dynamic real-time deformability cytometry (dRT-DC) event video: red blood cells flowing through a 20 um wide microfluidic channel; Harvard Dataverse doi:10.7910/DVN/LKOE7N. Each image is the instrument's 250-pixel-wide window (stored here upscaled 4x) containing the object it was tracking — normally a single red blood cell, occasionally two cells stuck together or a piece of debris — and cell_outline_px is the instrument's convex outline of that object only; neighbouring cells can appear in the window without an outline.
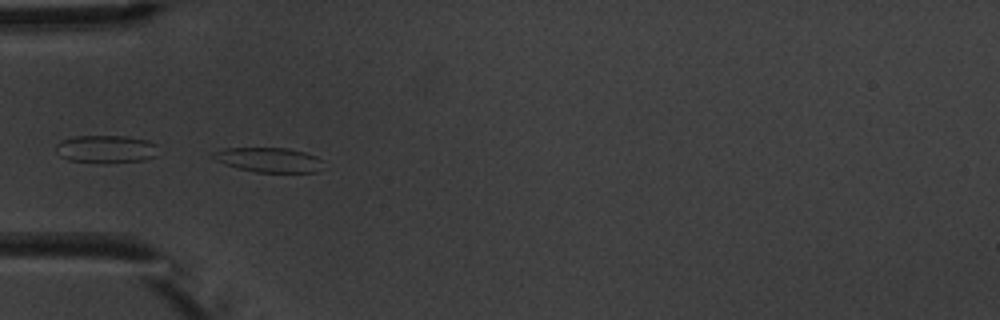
{"species": "common noctule bat (a hibernating species)", "species_latin": "Nyctalus noctula", "temperature_condition": "warm", "stored_images_in_passage": 7, "camera_frame_rate_fps": 3000, "um_per_image_px": 0.085, "animal": {"sex": "male", "body_mass_g": 20.1, "forearm_length_mm": 53.5}, "frame": {"image": 1, "passage_image": 4, "time_ms": 4.333, "image_size_px": [1000, 320], "cell_outline_px": [[320, 160], [316, 172], [256, 172], [236, 168], [224, 164], [216, 160], [212, 156], [212, 152], [224, 148], [288, 148], [304, 152], [316, 156]], "centroid_in_image_um": [22.76, 13.58], "position_along_channel_um": 62.2, "area_um2": 15.55}}
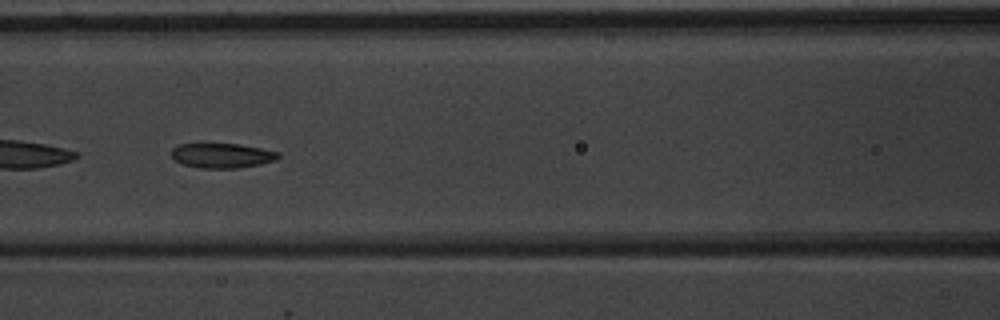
{"frame": {"image": 2, "passage_image": 6, "time_ms": 6.667, "image_size_px": [1000, 320], "cell_outline_px": [[280, 156], [276, 160], [260, 164], [236, 168], [200, 168], [184, 164], [172, 160], [172, 148], [180, 144], [240, 144], [280, 152]], "centroid_in_image_um": [18.87, 13.22], "position_along_channel_um": 147.7, "area_um2": 15.37}}
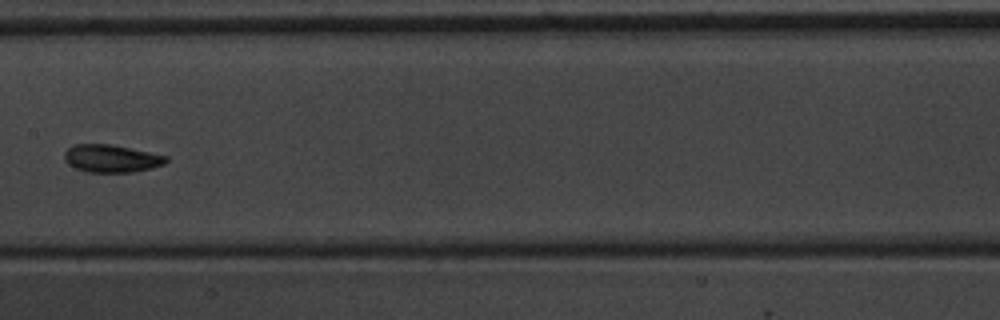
{"frame": {"image": 3, "passage_image": 7, "time_ms": 8.0, "image_size_px": [1000, 320], "cell_outline_px": [[168, 160], [164, 164], [152, 168], [132, 172], [84, 172], [68, 164], [64, 160], [64, 152], [68, 148], [76, 144], [112, 144], [168, 156]], "centroid_in_image_um": [9.46, 13.47], "position_along_channel_um": 197.9, "area_um2": 16.47}}